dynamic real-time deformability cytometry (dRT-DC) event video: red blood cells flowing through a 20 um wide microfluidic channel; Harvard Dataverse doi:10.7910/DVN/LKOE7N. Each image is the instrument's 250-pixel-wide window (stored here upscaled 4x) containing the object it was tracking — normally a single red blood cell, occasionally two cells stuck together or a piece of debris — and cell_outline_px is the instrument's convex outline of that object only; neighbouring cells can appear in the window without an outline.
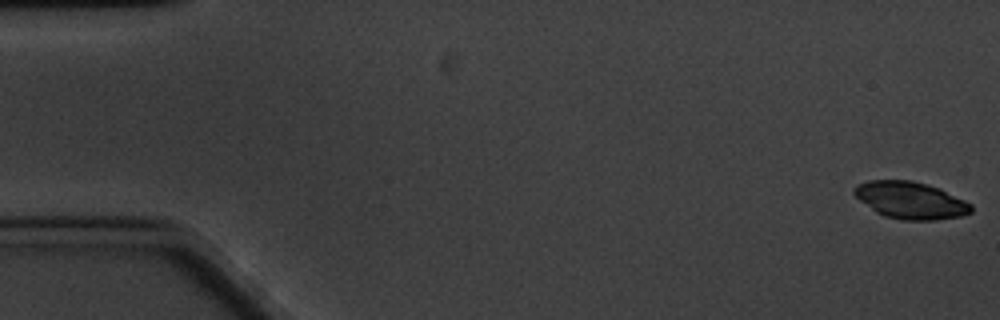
{"species": "common noctule bat (a hibernating species)", "species_latin": "Nyctalus noctula", "temperature_condition": "cold", "stored_images_in_passage": 61, "camera_frame_rate_fps": 3000, "um_per_image_px": 0.085, "animal": {"sex": "male", "body_mass_g": 20.1, "forearm_length_mm": 53.5}, "frame": {"image": 1, "passage_image": 1, "time_ms": 0.0, "image_size_px": [1000, 320], "cell_outline_px": [[972, 212], [960, 216], [936, 220], [900, 220], [884, 216], [876, 212], [860, 200], [852, 192], [852, 188], [856, 184], [868, 180], [912, 180], [928, 184], [940, 188], [972, 204]], "centroid_in_image_um": [77.38, 17.01], "position_along_channel_um": 7.6, "area_um2": 25.43}}
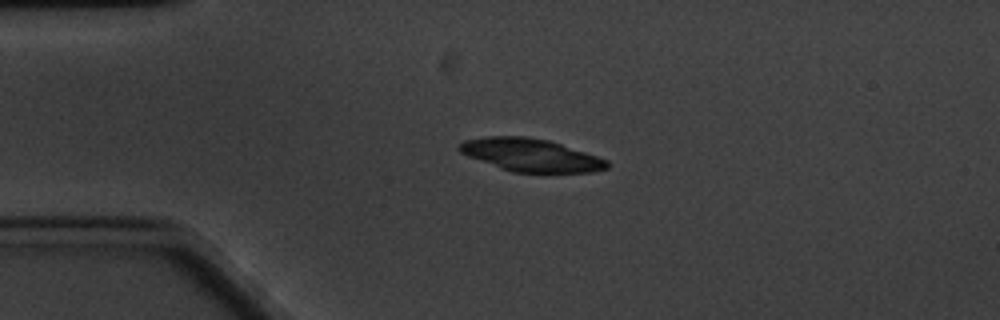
{"frame": {"image": 2, "passage_image": 14, "time_ms": 4.333, "image_size_px": [1000, 320], "cell_outline_px": [[608, 168], [592, 172], [512, 172], [500, 168], [468, 156], [460, 152], [456, 148], [464, 140], [488, 136], [528, 136], [548, 140], [608, 160]], "centroid_in_image_um": [45.08, 13.17], "position_along_channel_um": 39.9, "area_um2": 27.98}}
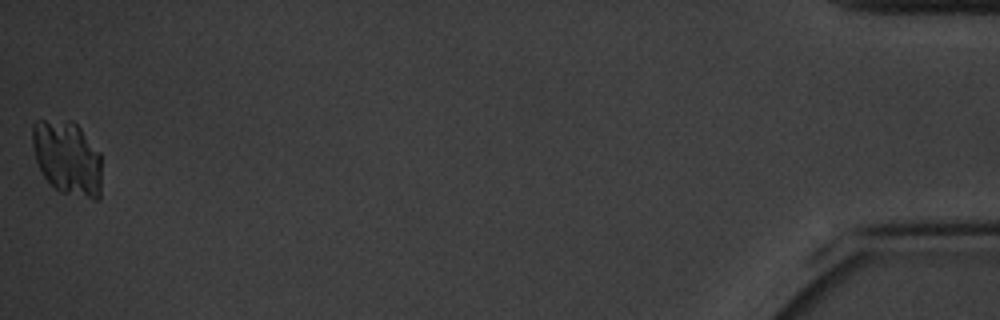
{"frame": {"image": 3, "passage_image": 61, "time_ms": 20.0, "image_size_px": [1000, 320], "cell_outline_px": [[100, 200], [92, 200], [60, 192], [52, 188], [44, 176], [36, 160], [32, 144], [32, 124], [36, 120], [72, 120], [80, 128], [100, 152]], "centroid_in_image_um": [5.72, 13.44], "position_along_channel_um": 429.5, "area_um2": 30.35}}